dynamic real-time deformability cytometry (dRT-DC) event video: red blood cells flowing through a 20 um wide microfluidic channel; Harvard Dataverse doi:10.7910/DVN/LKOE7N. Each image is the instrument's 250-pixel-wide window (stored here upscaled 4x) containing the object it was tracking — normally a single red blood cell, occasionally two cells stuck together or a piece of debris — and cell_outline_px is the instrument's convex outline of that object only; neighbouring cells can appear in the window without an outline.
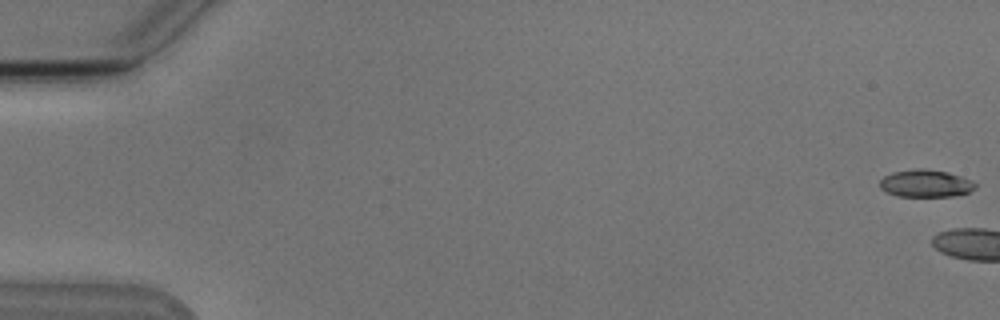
{"species": "Egyptian fruit bat (a non-hibernating species)", "species_latin": "Rousettus aegyptiacus", "temperature_condition": "cold", "stored_images_in_passage": 7, "camera_frame_rate_fps": 3000, "um_per_image_px": 0.085, "animal": {"sex": "male"}, "frame": {"image": 1, "passage_image": 1, "time_ms": 0.0, "image_size_px": [1000, 320], "cell_outline_px": [[976, 188], [968, 192], [952, 196], [900, 196], [888, 192], [880, 188], [880, 180], [884, 176], [892, 172], [916, 168], [924, 168], [948, 172], [972, 180], [976, 184]], "centroid_in_image_um": [78.69, 15.57], "position_along_channel_um": 6.3, "area_um2": 15.2}}